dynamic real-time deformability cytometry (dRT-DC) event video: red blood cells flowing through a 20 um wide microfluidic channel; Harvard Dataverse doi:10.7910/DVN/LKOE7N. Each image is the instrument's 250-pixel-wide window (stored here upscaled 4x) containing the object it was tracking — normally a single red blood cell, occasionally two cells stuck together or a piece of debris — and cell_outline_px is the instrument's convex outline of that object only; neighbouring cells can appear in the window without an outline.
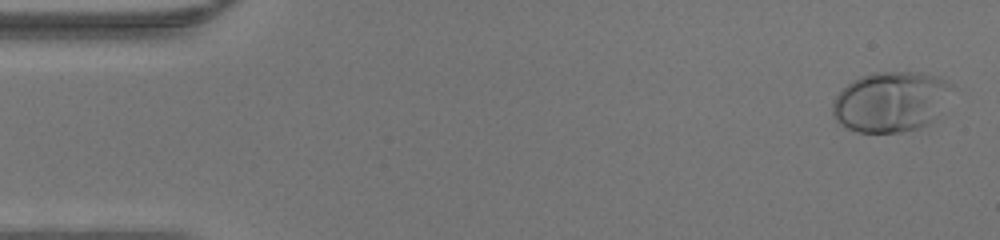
{"species": "human", "species_latin": "Homo sapiens", "temperature_condition": "warm", "stored_images_in_passage": 14, "camera_frame_rate_fps": 3000, "um_per_image_px": 0.085, "donor": {"sex": "male"}, "frame": {"image": 1, "passage_image": 2, "time_ms": 0.333, "image_size_px": [1000, 240], "cell_outline_px": [[952, 84], [936, 116], [928, 124], [920, 128], [900, 132], [856, 132], [844, 128], [832, 116], [832, 104], [836, 96], [848, 84], [860, 76], [872, 72], [920, 72], [948, 80]], "centroid_in_image_um": [75.65, 8.65], "position_along_channel_um": 9.4, "area_um2": 41.62}}
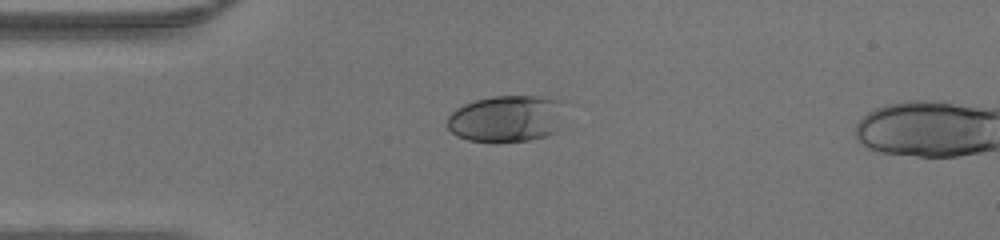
{"frame": {"image": 2, "passage_image": 12, "time_ms": 3.667, "image_size_px": [1000, 240], "cell_outline_px": [[568, 100], [556, 132], [548, 136], [528, 140], [468, 140], [456, 136], [448, 128], [448, 116], [456, 108], [464, 104], [476, 100], [492, 96], [532, 96]], "centroid_in_image_um": [43.12, 10.05], "position_along_channel_um": 41.9, "area_um2": 32.02}}